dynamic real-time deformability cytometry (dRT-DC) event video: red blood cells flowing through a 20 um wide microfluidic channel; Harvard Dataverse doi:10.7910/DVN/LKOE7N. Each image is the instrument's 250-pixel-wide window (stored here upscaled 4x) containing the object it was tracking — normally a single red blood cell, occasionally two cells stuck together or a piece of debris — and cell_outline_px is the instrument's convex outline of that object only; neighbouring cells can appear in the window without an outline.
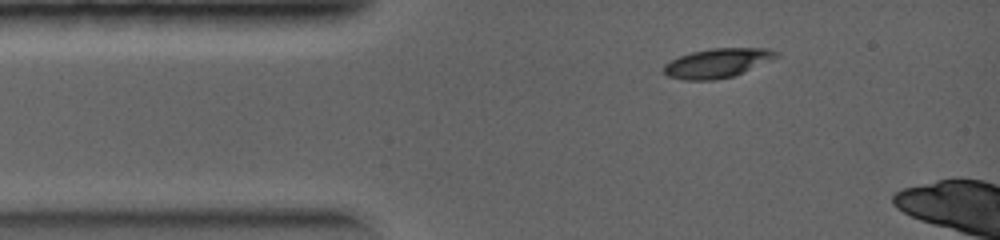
{"species": "common noctule bat (a hibernating species)", "species_latin": "Nyctalus noctula", "temperature_condition": "warm", "stored_images_in_passage": 23, "camera_frame_rate_fps": 5000, "um_per_image_px": 0.085, "animal": {"sex": "female", "body_mass_g": 19.0, "forearm_length_mm": 56.7}, "frame": {"image": 1, "passage_image": 1, "time_ms": 0.0, "image_size_px": [1000, 240], "cell_outline_px": [[780, 56], [772, 60], [732, 76], [712, 80], [684, 80], [668, 76], [664, 72], [664, 64], [680, 56], [692, 52], [712, 48], [768, 48], [780, 52]], "centroid_in_image_um": [61.01, 5.35], "position_along_channel_um": 24.0, "area_um2": 19.02}}
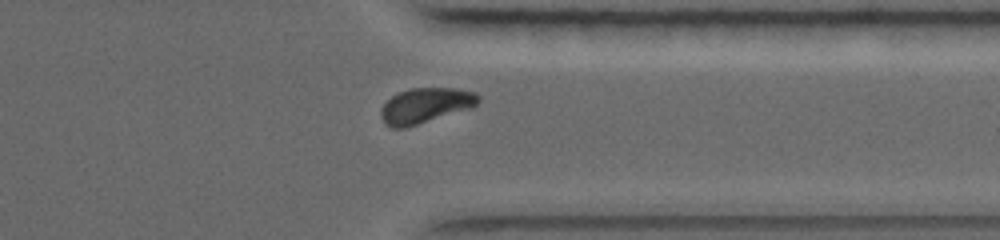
{"frame": {"image": 2, "passage_image": 20, "time_ms": 6.0, "image_size_px": [1000, 240], "cell_outline_px": [[480, 100], [472, 108], [404, 128], [392, 128], [384, 124], [380, 116], [380, 108], [392, 96], [400, 92], [412, 88], [456, 88], [476, 92], [480, 96]], "centroid_in_image_um": [36.16, 8.97], "position_along_channel_um": 375.2, "area_um2": 20.06}}